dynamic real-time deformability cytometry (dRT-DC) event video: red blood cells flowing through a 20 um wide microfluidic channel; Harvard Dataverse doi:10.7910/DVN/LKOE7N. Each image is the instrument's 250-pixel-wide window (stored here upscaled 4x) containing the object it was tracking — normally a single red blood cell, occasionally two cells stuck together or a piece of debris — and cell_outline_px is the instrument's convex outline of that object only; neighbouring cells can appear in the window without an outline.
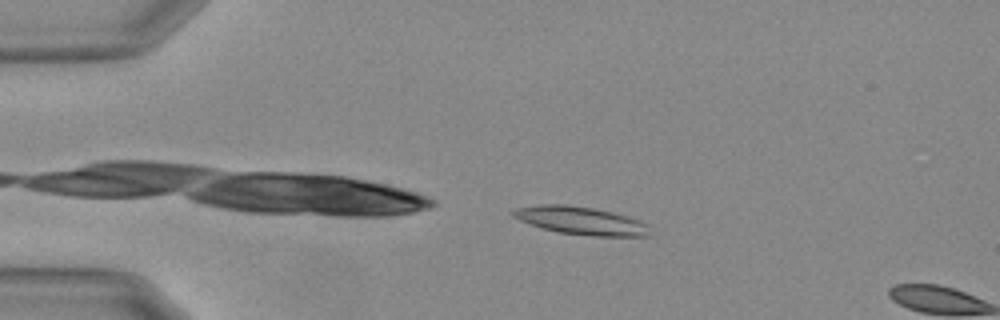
{"species": "Egyptian fruit bat (a non-hibernating species)", "species_latin": "Rousettus aegyptiacus", "temperature_condition": "warm", "stored_images_in_passage": 6, "camera_frame_rate_fps": 3000, "um_per_image_px": 0.085, "animal": {"sex": "female"}, "frame": {"image": 1, "passage_image": 3, "time_ms": 0.667, "image_size_px": [1000, 320], "cell_outline_px": [[648, 236], [596, 236], [560, 232], [540, 228], [520, 220], [512, 216], [508, 212], [516, 208], [540, 204], [564, 204], [592, 208], [640, 220], [648, 224]], "centroid_in_image_um": [49.3, 18.75], "position_along_channel_um": 35.7, "area_um2": 21.96}}